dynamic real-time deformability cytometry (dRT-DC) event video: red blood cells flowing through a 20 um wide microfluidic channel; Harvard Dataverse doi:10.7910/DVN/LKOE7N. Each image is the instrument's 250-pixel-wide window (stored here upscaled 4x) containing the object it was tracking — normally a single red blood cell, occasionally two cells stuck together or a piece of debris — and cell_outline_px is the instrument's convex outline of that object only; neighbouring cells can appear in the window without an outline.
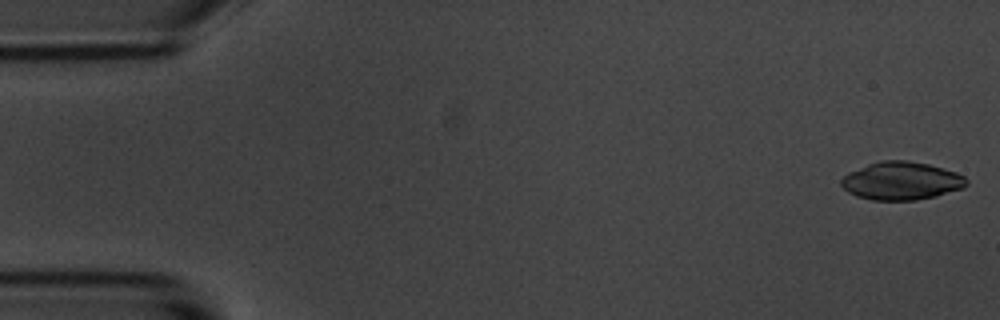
{"species": "common noctule bat (a hibernating species)", "species_latin": "Nyctalus noctula", "temperature_condition": "room temperature", "stored_images_in_passage": 54, "camera_frame_rate_fps": 3000, "um_per_image_px": 0.085, "animal": {"sex": "male", "body_mass_g": 20.1, "forearm_length_mm": 53.5}, "frame": {"image": 1, "passage_image": 1, "time_ms": 0.0, "image_size_px": [1000, 320], "cell_outline_px": [[968, 184], [964, 188], [936, 196], [916, 200], [872, 200], [856, 196], [848, 192], [840, 184], [840, 180], [848, 172], [868, 164], [884, 160], [904, 160], [928, 164], [956, 172], [964, 176], [968, 180]], "centroid_in_image_um": [76.62, 15.38], "position_along_channel_um": 8.4, "area_um2": 27.8}}